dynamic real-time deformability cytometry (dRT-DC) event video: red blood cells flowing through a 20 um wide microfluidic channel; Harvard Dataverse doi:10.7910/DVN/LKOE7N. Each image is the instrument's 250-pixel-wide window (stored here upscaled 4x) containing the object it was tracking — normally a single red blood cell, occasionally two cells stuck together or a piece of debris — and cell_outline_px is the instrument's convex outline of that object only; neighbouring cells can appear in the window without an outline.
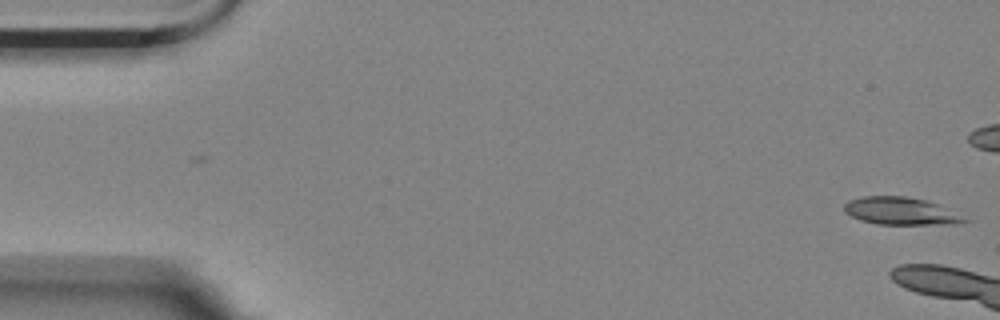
{"species": "Egyptian fruit bat (a non-hibernating species)", "species_latin": "Rousettus aegyptiacus", "temperature_condition": "room temperature", "stored_images_in_passage": 3, "camera_frame_rate_fps": 3000, "um_per_image_px": 0.085, "animal": {"sex": "female"}, "frame": {"image": 1, "passage_image": 1, "time_ms": 0.0, "image_size_px": [1000, 320], "cell_outline_px": [[972, 220], [956, 224], [876, 224], [860, 220], [844, 212], [844, 204], [848, 200], [860, 196], [904, 196], [924, 200], [936, 204]], "centroid_in_image_um": [76.52, 17.94], "position_along_channel_um": 8.5, "area_um2": 19.19}}